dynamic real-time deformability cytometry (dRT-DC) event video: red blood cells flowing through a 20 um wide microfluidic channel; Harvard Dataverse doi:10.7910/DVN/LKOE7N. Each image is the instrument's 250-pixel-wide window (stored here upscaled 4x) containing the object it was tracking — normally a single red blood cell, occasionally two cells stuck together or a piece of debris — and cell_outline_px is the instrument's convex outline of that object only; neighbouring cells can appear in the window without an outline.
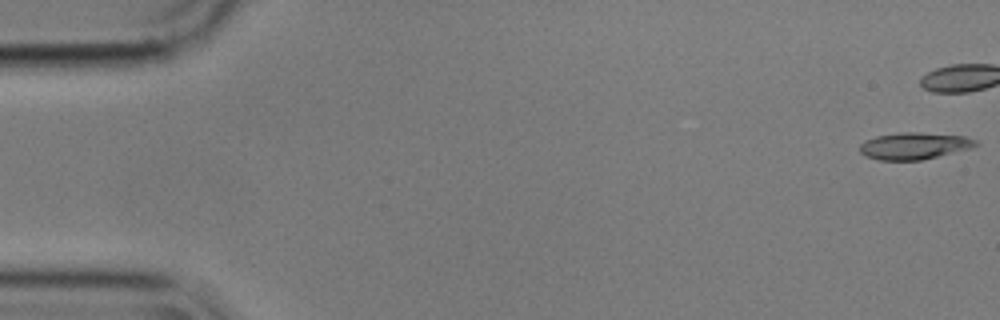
{"species": "common noctule bat (a hibernating species)", "species_latin": "Nyctalus noctula", "temperature_condition": "cold", "stored_images_in_passage": 44, "camera_frame_rate_fps": 3000, "um_per_image_px": 0.085, "animal": {"sex": "male", "body_mass_g": 17.9}, "frame": {"image": 1, "passage_image": 1, "time_ms": 0.0, "image_size_px": [1000, 320], "cell_outline_px": [[980, 144], [968, 148], [920, 160], [880, 160], [868, 156], [860, 152], [860, 144], [864, 140], [876, 136], [900, 132], [920, 132], [964, 136], [976, 140]], "centroid_in_image_um": [77.67, 12.38], "position_along_channel_um": 7.3, "area_um2": 17.86}}